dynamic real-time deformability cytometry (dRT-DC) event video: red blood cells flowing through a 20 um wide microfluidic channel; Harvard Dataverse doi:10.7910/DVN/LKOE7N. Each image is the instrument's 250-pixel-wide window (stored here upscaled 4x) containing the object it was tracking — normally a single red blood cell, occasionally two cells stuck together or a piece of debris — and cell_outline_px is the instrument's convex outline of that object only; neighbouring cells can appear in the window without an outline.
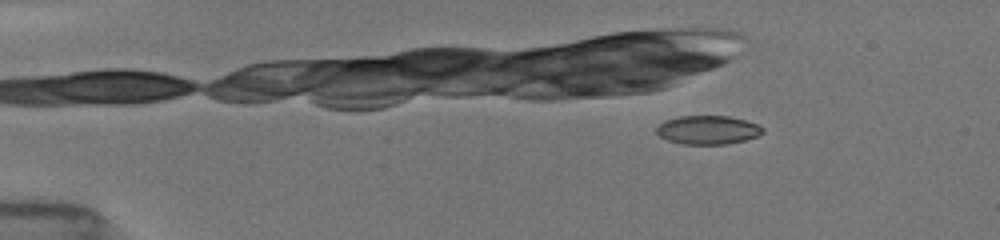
{"species": "common noctule bat (a hibernating species)", "species_latin": "Nyctalus noctula", "temperature_condition": "room temperature", "stored_images_in_passage": 5, "camera_frame_rate_fps": 3000, "um_per_image_px": 0.085, "animal": {"sex": "female", "body_mass_g": 19.5, "forearm_length_mm": 54.1}, "frame": {"image": 1, "passage_image": 2, "time_ms": 1.0, "image_size_px": [1000, 240], "cell_outline_px": [[764, 132], [756, 136], [744, 140], [724, 144], [684, 144], [668, 140], [660, 136], [656, 132], [656, 128], [664, 120], [680, 116], [728, 116], [744, 120], [756, 124], [764, 128]], "centroid_in_image_um": [60.14, 11.04], "position_along_channel_um": 24.9, "area_um2": 17.57}}